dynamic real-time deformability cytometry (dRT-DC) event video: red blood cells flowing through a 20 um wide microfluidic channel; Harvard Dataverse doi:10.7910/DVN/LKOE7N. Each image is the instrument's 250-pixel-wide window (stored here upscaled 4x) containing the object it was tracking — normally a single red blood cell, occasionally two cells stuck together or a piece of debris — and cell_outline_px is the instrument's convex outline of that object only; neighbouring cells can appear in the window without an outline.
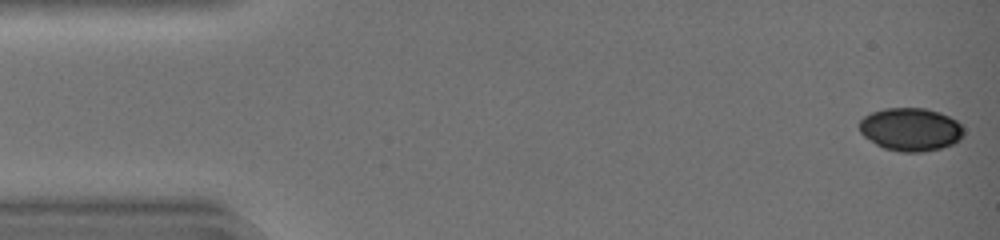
{"species": "common noctule bat (a hibernating species)", "species_latin": "Nyctalus noctula", "temperature_condition": "warm", "stored_images_in_passage": 12, "camera_frame_rate_fps": 3000, "um_per_image_px": 0.085, "animal": {"sex": "female", "body_mass_g": 19.0, "forearm_length_mm": 51.5}, "frame": {"image": 1, "passage_image": 1, "time_ms": 0.0, "image_size_px": [1000, 240], "cell_outline_px": [[964, 136], [960, 140], [952, 144], [940, 148], [920, 152], [900, 152], [884, 148], [876, 144], [864, 136], [860, 132], [860, 120], [864, 116], [872, 112], [884, 108], [924, 108], [940, 112], [956, 120], [964, 128]], "centroid_in_image_um": [77.42, 10.99], "position_along_channel_um": 7.6, "area_um2": 26.24}}